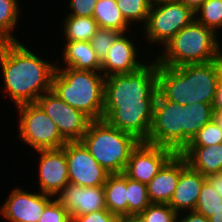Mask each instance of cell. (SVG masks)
Listing matches in <instances>:
<instances>
[{
	"label": "cell",
	"instance_id": "cell-1",
	"mask_svg": "<svg viewBox=\"0 0 222 222\" xmlns=\"http://www.w3.org/2000/svg\"><path fill=\"white\" fill-rule=\"evenodd\" d=\"M157 72L155 60L136 72L106 77L103 119L139 141H146L158 94Z\"/></svg>",
	"mask_w": 222,
	"mask_h": 222
},
{
	"label": "cell",
	"instance_id": "cell-2",
	"mask_svg": "<svg viewBox=\"0 0 222 222\" xmlns=\"http://www.w3.org/2000/svg\"><path fill=\"white\" fill-rule=\"evenodd\" d=\"M0 64L5 91L16 106L36 103L42 93L51 91L57 65L40 59L19 41L0 42Z\"/></svg>",
	"mask_w": 222,
	"mask_h": 222
},
{
	"label": "cell",
	"instance_id": "cell-3",
	"mask_svg": "<svg viewBox=\"0 0 222 222\" xmlns=\"http://www.w3.org/2000/svg\"><path fill=\"white\" fill-rule=\"evenodd\" d=\"M222 76V57L207 63L168 67L158 64L157 89L165 99L183 106L195 102L213 105Z\"/></svg>",
	"mask_w": 222,
	"mask_h": 222
},
{
	"label": "cell",
	"instance_id": "cell-4",
	"mask_svg": "<svg viewBox=\"0 0 222 222\" xmlns=\"http://www.w3.org/2000/svg\"><path fill=\"white\" fill-rule=\"evenodd\" d=\"M106 77L101 72L56 67L51 90L92 121L104 116Z\"/></svg>",
	"mask_w": 222,
	"mask_h": 222
},
{
	"label": "cell",
	"instance_id": "cell-5",
	"mask_svg": "<svg viewBox=\"0 0 222 222\" xmlns=\"http://www.w3.org/2000/svg\"><path fill=\"white\" fill-rule=\"evenodd\" d=\"M216 32L194 20L182 28L163 46L158 64L178 67L185 64L207 63L222 57Z\"/></svg>",
	"mask_w": 222,
	"mask_h": 222
},
{
	"label": "cell",
	"instance_id": "cell-6",
	"mask_svg": "<svg viewBox=\"0 0 222 222\" xmlns=\"http://www.w3.org/2000/svg\"><path fill=\"white\" fill-rule=\"evenodd\" d=\"M80 141L108 174L123 173L131 152L140 142L104 119L91 121Z\"/></svg>",
	"mask_w": 222,
	"mask_h": 222
},
{
	"label": "cell",
	"instance_id": "cell-7",
	"mask_svg": "<svg viewBox=\"0 0 222 222\" xmlns=\"http://www.w3.org/2000/svg\"><path fill=\"white\" fill-rule=\"evenodd\" d=\"M183 105L156 96L153 119L148 139L145 141L172 150L183 151Z\"/></svg>",
	"mask_w": 222,
	"mask_h": 222
},
{
	"label": "cell",
	"instance_id": "cell-8",
	"mask_svg": "<svg viewBox=\"0 0 222 222\" xmlns=\"http://www.w3.org/2000/svg\"><path fill=\"white\" fill-rule=\"evenodd\" d=\"M20 115L19 135L29 146L37 150L60 149L67 141L59 133L56 124L37 103L16 106Z\"/></svg>",
	"mask_w": 222,
	"mask_h": 222
},
{
	"label": "cell",
	"instance_id": "cell-9",
	"mask_svg": "<svg viewBox=\"0 0 222 222\" xmlns=\"http://www.w3.org/2000/svg\"><path fill=\"white\" fill-rule=\"evenodd\" d=\"M195 20V12L175 0L151 5L145 24V37L150 42L165 44L182 28Z\"/></svg>",
	"mask_w": 222,
	"mask_h": 222
},
{
	"label": "cell",
	"instance_id": "cell-10",
	"mask_svg": "<svg viewBox=\"0 0 222 222\" xmlns=\"http://www.w3.org/2000/svg\"><path fill=\"white\" fill-rule=\"evenodd\" d=\"M36 103L56 124L66 141H80L92 121L84 113L60 99L52 90L43 93Z\"/></svg>",
	"mask_w": 222,
	"mask_h": 222
},
{
	"label": "cell",
	"instance_id": "cell-11",
	"mask_svg": "<svg viewBox=\"0 0 222 222\" xmlns=\"http://www.w3.org/2000/svg\"><path fill=\"white\" fill-rule=\"evenodd\" d=\"M63 149L66 153L69 183L83 187L104 186L109 174L81 141H67Z\"/></svg>",
	"mask_w": 222,
	"mask_h": 222
},
{
	"label": "cell",
	"instance_id": "cell-12",
	"mask_svg": "<svg viewBox=\"0 0 222 222\" xmlns=\"http://www.w3.org/2000/svg\"><path fill=\"white\" fill-rule=\"evenodd\" d=\"M174 154L168 148L140 141L131 152L123 174L147 185Z\"/></svg>",
	"mask_w": 222,
	"mask_h": 222
},
{
	"label": "cell",
	"instance_id": "cell-13",
	"mask_svg": "<svg viewBox=\"0 0 222 222\" xmlns=\"http://www.w3.org/2000/svg\"><path fill=\"white\" fill-rule=\"evenodd\" d=\"M51 195L29 193L20 187L13 189L1 208V214L10 222H38Z\"/></svg>",
	"mask_w": 222,
	"mask_h": 222
},
{
	"label": "cell",
	"instance_id": "cell-14",
	"mask_svg": "<svg viewBox=\"0 0 222 222\" xmlns=\"http://www.w3.org/2000/svg\"><path fill=\"white\" fill-rule=\"evenodd\" d=\"M56 196L70 218L106 209L104 186L83 187L68 183Z\"/></svg>",
	"mask_w": 222,
	"mask_h": 222
},
{
	"label": "cell",
	"instance_id": "cell-15",
	"mask_svg": "<svg viewBox=\"0 0 222 222\" xmlns=\"http://www.w3.org/2000/svg\"><path fill=\"white\" fill-rule=\"evenodd\" d=\"M39 152L40 193L57 195L69 183L66 153L63 148Z\"/></svg>",
	"mask_w": 222,
	"mask_h": 222
},
{
	"label": "cell",
	"instance_id": "cell-16",
	"mask_svg": "<svg viewBox=\"0 0 222 222\" xmlns=\"http://www.w3.org/2000/svg\"><path fill=\"white\" fill-rule=\"evenodd\" d=\"M134 43L121 33L111 45L106 57L101 62V73L105 77L128 74L138 71L145 64L136 59Z\"/></svg>",
	"mask_w": 222,
	"mask_h": 222
},
{
	"label": "cell",
	"instance_id": "cell-17",
	"mask_svg": "<svg viewBox=\"0 0 222 222\" xmlns=\"http://www.w3.org/2000/svg\"><path fill=\"white\" fill-rule=\"evenodd\" d=\"M206 177L192 169L181 155V173L169 206L179 214L182 210L194 211Z\"/></svg>",
	"mask_w": 222,
	"mask_h": 222
},
{
	"label": "cell",
	"instance_id": "cell-18",
	"mask_svg": "<svg viewBox=\"0 0 222 222\" xmlns=\"http://www.w3.org/2000/svg\"><path fill=\"white\" fill-rule=\"evenodd\" d=\"M181 173V154H174L147 184L151 203L168 204L177 187Z\"/></svg>",
	"mask_w": 222,
	"mask_h": 222
},
{
	"label": "cell",
	"instance_id": "cell-19",
	"mask_svg": "<svg viewBox=\"0 0 222 222\" xmlns=\"http://www.w3.org/2000/svg\"><path fill=\"white\" fill-rule=\"evenodd\" d=\"M180 154L192 169L205 177L222 172V143L205 147H186Z\"/></svg>",
	"mask_w": 222,
	"mask_h": 222
},
{
	"label": "cell",
	"instance_id": "cell-20",
	"mask_svg": "<svg viewBox=\"0 0 222 222\" xmlns=\"http://www.w3.org/2000/svg\"><path fill=\"white\" fill-rule=\"evenodd\" d=\"M65 45L62 57L66 68L101 72V62L89 41H71Z\"/></svg>",
	"mask_w": 222,
	"mask_h": 222
},
{
	"label": "cell",
	"instance_id": "cell-21",
	"mask_svg": "<svg viewBox=\"0 0 222 222\" xmlns=\"http://www.w3.org/2000/svg\"><path fill=\"white\" fill-rule=\"evenodd\" d=\"M183 150L194 135L214 118L213 105L195 102L183 106Z\"/></svg>",
	"mask_w": 222,
	"mask_h": 222
},
{
	"label": "cell",
	"instance_id": "cell-22",
	"mask_svg": "<svg viewBox=\"0 0 222 222\" xmlns=\"http://www.w3.org/2000/svg\"><path fill=\"white\" fill-rule=\"evenodd\" d=\"M106 208L117 217L128 215L126 176L109 174L104 184Z\"/></svg>",
	"mask_w": 222,
	"mask_h": 222
},
{
	"label": "cell",
	"instance_id": "cell-23",
	"mask_svg": "<svg viewBox=\"0 0 222 222\" xmlns=\"http://www.w3.org/2000/svg\"><path fill=\"white\" fill-rule=\"evenodd\" d=\"M93 18L100 28L113 29L120 33H125L129 29V24L116 5V0H98Z\"/></svg>",
	"mask_w": 222,
	"mask_h": 222
},
{
	"label": "cell",
	"instance_id": "cell-24",
	"mask_svg": "<svg viewBox=\"0 0 222 222\" xmlns=\"http://www.w3.org/2000/svg\"><path fill=\"white\" fill-rule=\"evenodd\" d=\"M66 42L89 41L100 28L93 17L67 16L64 20Z\"/></svg>",
	"mask_w": 222,
	"mask_h": 222
},
{
	"label": "cell",
	"instance_id": "cell-25",
	"mask_svg": "<svg viewBox=\"0 0 222 222\" xmlns=\"http://www.w3.org/2000/svg\"><path fill=\"white\" fill-rule=\"evenodd\" d=\"M17 0H0V42L18 41L11 34L19 15Z\"/></svg>",
	"mask_w": 222,
	"mask_h": 222
},
{
	"label": "cell",
	"instance_id": "cell-26",
	"mask_svg": "<svg viewBox=\"0 0 222 222\" xmlns=\"http://www.w3.org/2000/svg\"><path fill=\"white\" fill-rule=\"evenodd\" d=\"M195 20L217 32L222 27V0H205L195 11Z\"/></svg>",
	"mask_w": 222,
	"mask_h": 222
},
{
	"label": "cell",
	"instance_id": "cell-27",
	"mask_svg": "<svg viewBox=\"0 0 222 222\" xmlns=\"http://www.w3.org/2000/svg\"><path fill=\"white\" fill-rule=\"evenodd\" d=\"M128 215L139 214L151 202L148 197L147 185L138 181H134L126 177Z\"/></svg>",
	"mask_w": 222,
	"mask_h": 222
},
{
	"label": "cell",
	"instance_id": "cell-28",
	"mask_svg": "<svg viewBox=\"0 0 222 222\" xmlns=\"http://www.w3.org/2000/svg\"><path fill=\"white\" fill-rule=\"evenodd\" d=\"M222 209V197L214 190L212 185L205 180L200 191L194 211L210 218L215 212Z\"/></svg>",
	"mask_w": 222,
	"mask_h": 222
},
{
	"label": "cell",
	"instance_id": "cell-29",
	"mask_svg": "<svg viewBox=\"0 0 222 222\" xmlns=\"http://www.w3.org/2000/svg\"><path fill=\"white\" fill-rule=\"evenodd\" d=\"M116 5L129 25L131 21L143 20L145 25L152 4L150 0H116Z\"/></svg>",
	"mask_w": 222,
	"mask_h": 222
},
{
	"label": "cell",
	"instance_id": "cell-30",
	"mask_svg": "<svg viewBox=\"0 0 222 222\" xmlns=\"http://www.w3.org/2000/svg\"><path fill=\"white\" fill-rule=\"evenodd\" d=\"M220 143H222V131L213 118L194 135L186 147H205Z\"/></svg>",
	"mask_w": 222,
	"mask_h": 222
},
{
	"label": "cell",
	"instance_id": "cell-31",
	"mask_svg": "<svg viewBox=\"0 0 222 222\" xmlns=\"http://www.w3.org/2000/svg\"><path fill=\"white\" fill-rule=\"evenodd\" d=\"M120 34L121 33L117 30L107 28H99L96 31L95 35L91 38L90 43L100 62L104 60L114 40Z\"/></svg>",
	"mask_w": 222,
	"mask_h": 222
},
{
	"label": "cell",
	"instance_id": "cell-32",
	"mask_svg": "<svg viewBox=\"0 0 222 222\" xmlns=\"http://www.w3.org/2000/svg\"><path fill=\"white\" fill-rule=\"evenodd\" d=\"M147 222H178L177 214L168 204L151 203L140 213Z\"/></svg>",
	"mask_w": 222,
	"mask_h": 222
},
{
	"label": "cell",
	"instance_id": "cell-33",
	"mask_svg": "<svg viewBox=\"0 0 222 222\" xmlns=\"http://www.w3.org/2000/svg\"><path fill=\"white\" fill-rule=\"evenodd\" d=\"M38 222H71V218L62 204L57 199H53L45 207Z\"/></svg>",
	"mask_w": 222,
	"mask_h": 222
},
{
	"label": "cell",
	"instance_id": "cell-34",
	"mask_svg": "<svg viewBox=\"0 0 222 222\" xmlns=\"http://www.w3.org/2000/svg\"><path fill=\"white\" fill-rule=\"evenodd\" d=\"M119 217L107 208L71 218V222H118Z\"/></svg>",
	"mask_w": 222,
	"mask_h": 222
},
{
	"label": "cell",
	"instance_id": "cell-35",
	"mask_svg": "<svg viewBox=\"0 0 222 222\" xmlns=\"http://www.w3.org/2000/svg\"><path fill=\"white\" fill-rule=\"evenodd\" d=\"M98 0H70V12L67 16L93 17L95 4Z\"/></svg>",
	"mask_w": 222,
	"mask_h": 222
},
{
	"label": "cell",
	"instance_id": "cell-36",
	"mask_svg": "<svg viewBox=\"0 0 222 222\" xmlns=\"http://www.w3.org/2000/svg\"><path fill=\"white\" fill-rule=\"evenodd\" d=\"M206 180L218 192L219 196L222 197V172L210 174L206 176Z\"/></svg>",
	"mask_w": 222,
	"mask_h": 222
},
{
	"label": "cell",
	"instance_id": "cell-37",
	"mask_svg": "<svg viewBox=\"0 0 222 222\" xmlns=\"http://www.w3.org/2000/svg\"><path fill=\"white\" fill-rule=\"evenodd\" d=\"M178 222H210V220L202 214L195 211H190L189 215L179 218Z\"/></svg>",
	"mask_w": 222,
	"mask_h": 222
},
{
	"label": "cell",
	"instance_id": "cell-38",
	"mask_svg": "<svg viewBox=\"0 0 222 222\" xmlns=\"http://www.w3.org/2000/svg\"><path fill=\"white\" fill-rule=\"evenodd\" d=\"M213 109L214 110H222V76L219 80L217 90L215 93V99L213 102Z\"/></svg>",
	"mask_w": 222,
	"mask_h": 222
},
{
	"label": "cell",
	"instance_id": "cell-39",
	"mask_svg": "<svg viewBox=\"0 0 222 222\" xmlns=\"http://www.w3.org/2000/svg\"><path fill=\"white\" fill-rule=\"evenodd\" d=\"M118 222H147V221L139 213V214H129V215L121 216L119 217Z\"/></svg>",
	"mask_w": 222,
	"mask_h": 222
},
{
	"label": "cell",
	"instance_id": "cell-40",
	"mask_svg": "<svg viewBox=\"0 0 222 222\" xmlns=\"http://www.w3.org/2000/svg\"><path fill=\"white\" fill-rule=\"evenodd\" d=\"M191 8L194 12L203 4L205 0H178Z\"/></svg>",
	"mask_w": 222,
	"mask_h": 222
},
{
	"label": "cell",
	"instance_id": "cell-41",
	"mask_svg": "<svg viewBox=\"0 0 222 222\" xmlns=\"http://www.w3.org/2000/svg\"><path fill=\"white\" fill-rule=\"evenodd\" d=\"M209 220L210 222H222V209L215 212Z\"/></svg>",
	"mask_w": 222,
	"mask_h": 222
},
{
	"label": "cell",
	"instance_id": "cell-42",
	"mask_svg": "<svg viewBox=\"0 0 222 222\" xmlns=\"http://www.w3.org/2000/svg\"><path fill=\"white\" fill-rule=\"evenodd\" d=\"M214 119L217 121L222 131V110H214Z\"/></svg>",
	"mask_w": 222,
	"mask_h": 222
},
{
	"label": "cell",
	"instance_id": "cell-43",
	"mask_svg": "<svg viewBox=\"0 0 222 222\" xmlns=\"http://www.w3.org/2000/svg\"><path fill=\"white\" fill-rule=\"evenodd\" d=\"M169 1H175V0H150L152 5L162 3V2H169Z\"/></svg>",
	"mask_w": 222,
	"mask_h": 222
}]
</instances>
